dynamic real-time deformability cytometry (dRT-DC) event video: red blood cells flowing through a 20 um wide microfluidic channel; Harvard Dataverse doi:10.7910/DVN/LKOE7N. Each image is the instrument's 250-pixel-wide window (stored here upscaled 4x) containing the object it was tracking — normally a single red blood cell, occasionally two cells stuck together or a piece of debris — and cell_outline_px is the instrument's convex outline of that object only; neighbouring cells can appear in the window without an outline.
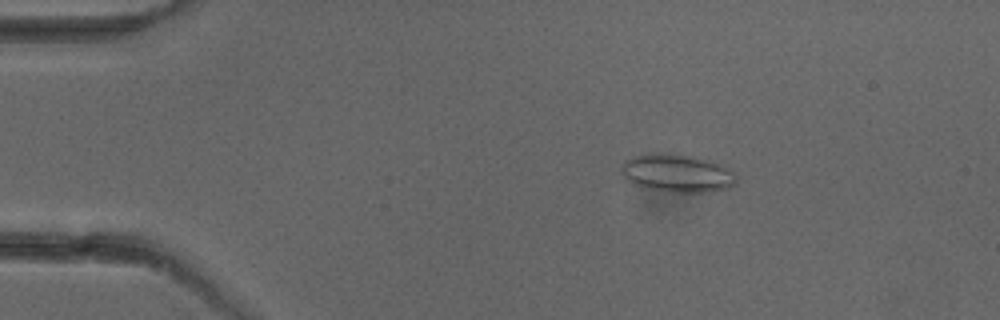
{"species": "common noctule bat (a hibernating species)", "species_latin": "Nyctalus noctula", "temperature_condition": "cold", "stored_images_in_passage": 4, "camera_frame_rate_fps": 3000, "um_per_image_px": 0.085, "animal": {"sex": "female"}, "frame": {"image": 1, "passage_image": 2, "time_ms": 2.0, "image_size_px": [1000, 320], "cell_outline_px": [[736, 184], [728, 188], [704, 192], [664, 192], [640, 188], [632, 184], [620, 172], [620, 164], [624, 160], [636, 156], [692, 156], [712, 160], [720, 164], [732, 172], [736, 176]], "centroid_in_image_um": [57.54, 14.78], "position_along_channel_um": 27.5, "area_um2": 25.03}}